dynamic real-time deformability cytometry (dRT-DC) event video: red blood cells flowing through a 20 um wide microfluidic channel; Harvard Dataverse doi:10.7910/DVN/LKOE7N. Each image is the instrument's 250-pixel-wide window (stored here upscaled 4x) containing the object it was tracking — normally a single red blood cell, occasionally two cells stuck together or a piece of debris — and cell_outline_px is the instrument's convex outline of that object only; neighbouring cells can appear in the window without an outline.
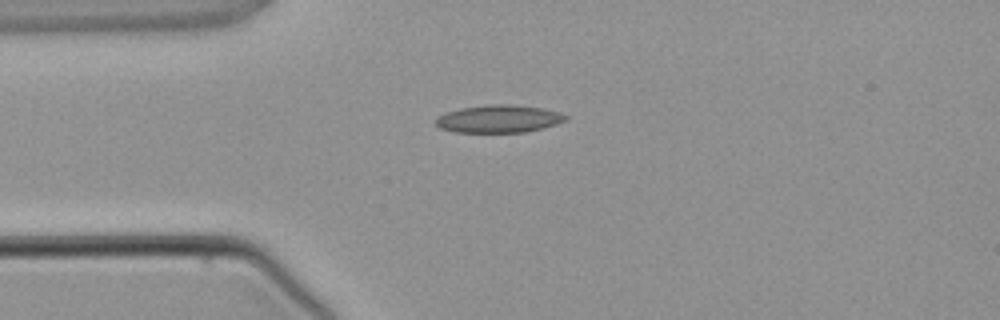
{"species": "common noctule bat (a hibernating species)", "species_latin": "Nyctalus noctula", "temperature_condition": "warm", "stored_images_in_passage": 2, "camera_frame_rate_fps": 3000, "um_per_image_px": 0.085, "animal": {"sex": "male", "body_mass_g": 21.5, "forearm_length_mm": 52.0}, "frame": {"image": 1, "passage_image": 1, "time_ms": 0.0, "image_size_px": [1000, 320], "cell_outline_px": [[568, 120], [556, 124], [524, 132], [456, 132], [440, 128], [432, 120], [436, 116], [460, 108], [488, 104], [512, 104], [540, 108], [556, 112], [568, 116]], "centroid_in_image_um": [42.34, 10.1], "position_along_channel_um": 42.7, "area_um2": 20.87}}
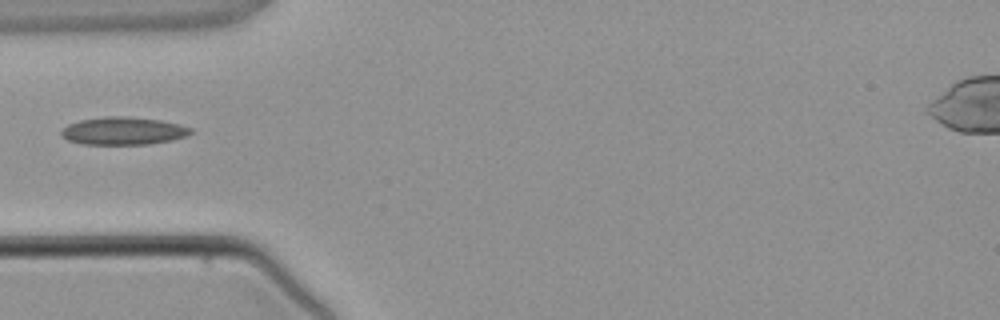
{"frame": {"image": 2, "passage_image": 2, "time_ms": 1.0, "image_size_px": [1000, 320], "cell_outline_px": [[192, 132], [184, 136], [172, 140], [148, 144], [84, 144], [68, 140], [60, 132], [68, 124], [80, 120], [104, 116], [128, 116], [160, 120], [180, 124], [192, 128]], "centroid_in_image_um": [10.49, 11.11], "position_along_channel_um": 74.5, "area_um2": 20.81}}